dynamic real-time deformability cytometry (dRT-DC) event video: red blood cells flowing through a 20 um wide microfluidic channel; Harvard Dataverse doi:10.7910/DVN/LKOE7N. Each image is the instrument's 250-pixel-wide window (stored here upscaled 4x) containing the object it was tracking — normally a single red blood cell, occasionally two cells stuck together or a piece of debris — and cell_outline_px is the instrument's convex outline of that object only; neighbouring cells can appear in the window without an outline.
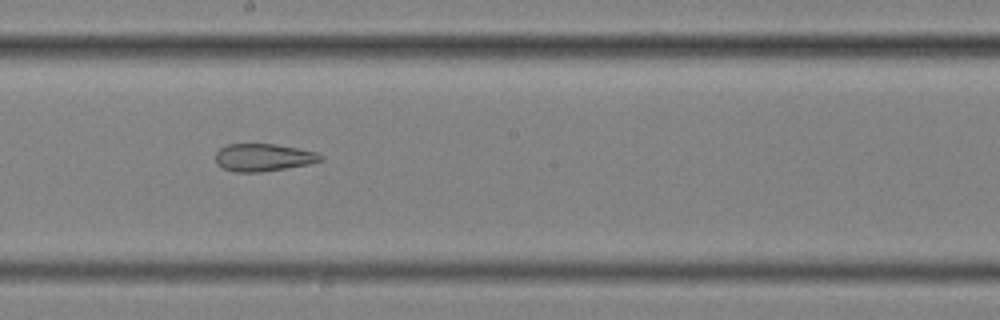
{"species": "common noctule bat (a hibernating species)", "species_latin": "Nyctalus noctula", "temperature_condition": "cold", "stored_images_in_passage": 58, "segment_of_instrument_passage": [2, 2], "camera_frame_rate_fps": 3000, "um_per_image_px": 0.085, "animal": {"sex": "female", "body_mass_g": 25.1}, "frame": {"image": 1, "passage_image": 33, "time_ms": 10.667, "image_size_px": [1000, 320], "cell_outline_px": [[324, 160], [308, 164], [260, 172], [236, 172], [224, 168], [216, 164], [216, 152], [220, 148], [228, 144], [276, 144], [316, 152], [324, 156]], "centroid_in_image_um": [22.38, 13.38], "position_along_channel_um": 225.8, "area_um2": 16.76}}
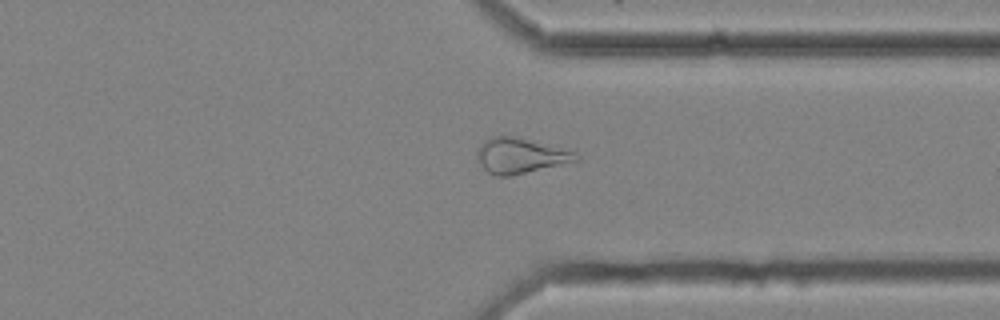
{"frame": {"image": 2, "passage_image": 45, "time_ms": 14.667, "image_size_px": [1000, 320], "cell_outline_px": [[580, 160], [512, 176], [496, 176], [488, 172], [484, 168], [476, 156], [476, 152], [480, 144], [484, 140], [492, 136], [520, 136], [576, 148], [580, 156]], "centroid_in_image_um": [44.37, 13.19], "position_along_channel_um": 367.0, "area_um2": 21.5}}
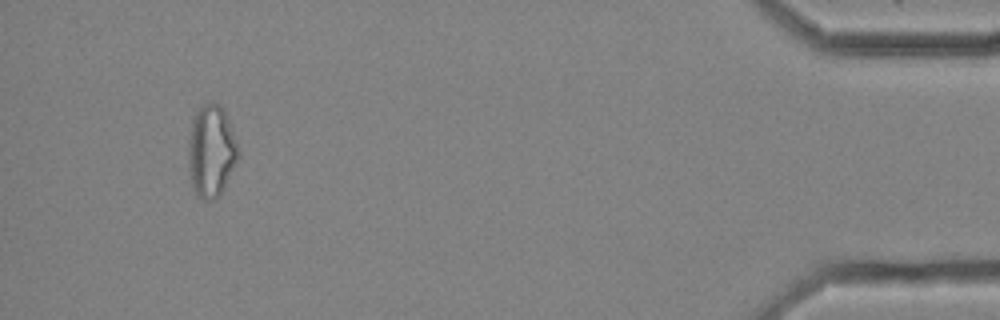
{"frame": {"image": 3, "passage_image": 55, "time_ms": 18.0, "image_size_px": [1000, 320], "cell_outline_px": [[240, 156], [220, 196], [216, 200], [204, 200], [196, 196], [192, 188], [188, 168], [188, 144], [192, 120], [196, 112], [204, 104], [212, 100], [220, 104], [228, 120], [240, 148]], "centroid_in_image_um": [17.96, 12.88], "position_along_channel_um": 417.2, "area_um2": 27.34}}